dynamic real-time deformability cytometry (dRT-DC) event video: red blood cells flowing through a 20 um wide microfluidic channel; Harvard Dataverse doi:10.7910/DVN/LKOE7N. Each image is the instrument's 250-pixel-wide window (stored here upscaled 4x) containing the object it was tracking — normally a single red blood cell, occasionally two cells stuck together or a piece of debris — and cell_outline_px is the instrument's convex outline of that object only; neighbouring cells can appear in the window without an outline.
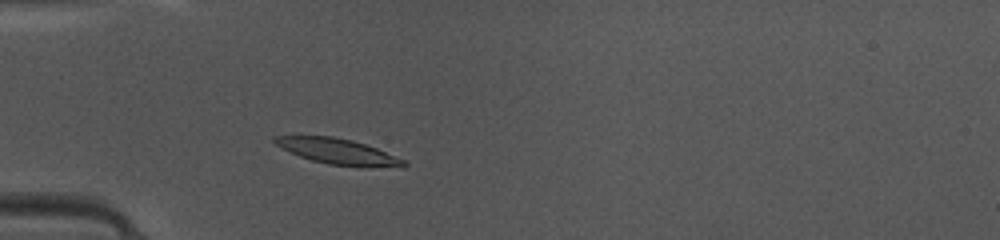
{"species": "common noctule bat (a hibernating species)", "species_latin": "Nyctalus noctula", "temperature_condition": "warm", "stored_images_in_passage": 45, "camera_frame_rate_fps": 3000, "um_per_image_px": 0.085, "animal": {"sex": "female", "body_mass_g": 10.0, "forearm_length_mm": 53.1}, "frame": {"image": 1, "passage_image": 12, "time_ms": 3.667, "image_size_px": [1000, 240], "cell_outline_px": [[408, 164], [404, 168], [400, 168], [328, 164], [312, 160], [300, 156], [276, 144], [272, 140], [272, 136], [332, 136], [352, 140], [376, 148], [408, 160]], "centroid_in_image_um": [28.82, 12.88], "position_along_channel_um": 56.2, "area_um2": 19.07}}
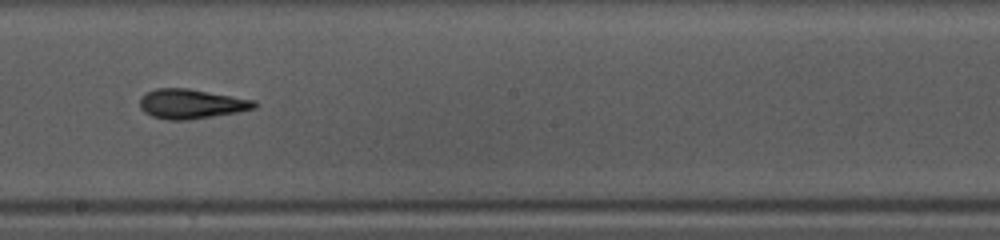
{"frame": {"image": 2, "passage_image": 25, "time_ms": 8.0, "image_size_px": [1000, 240], "cell_outline_px": [[256, 108], [236, 112], [188, 120], [168, 120], [152, 116], [144, 112], [140, 108], [140, 96], [156, 88], [188, 88], [256, 100]], "centroid_in_image_um": [16.24, 8.82], "position_along_channel_um": 232.0, "area_um2": 19.71}}
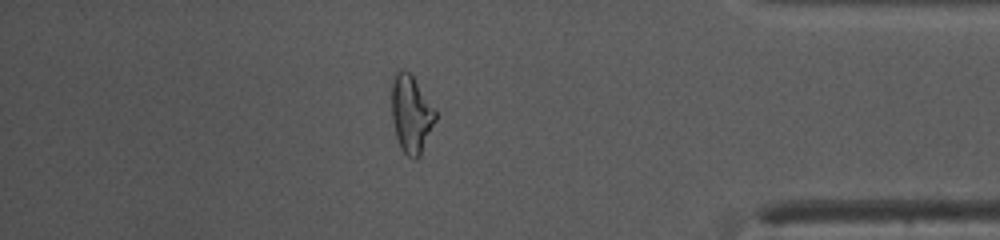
{"frame": {"image": 3, "passage_image": 39, "time_ms": 12.667, "image_size_px": [1000, 240], "cell_outline_px": [[436, 120], [420, 156], [408, 156], [400, 148], [396, 136], [392, 120], [392, 80], [396, 72], [400, 68], [404, 68], [412, 76], [436, 112]], "centroid_in_image_um": [34.93, 9.68], "position_along_channel_um": 400.3, "area_um2": 19.42}, "authors_computed_cell_mechanics": {"area_um2": 19.1318, "velocity_mm_per_s": 4.1852, "shape_relaxation_time_tau1_ms": 6.7847, "shape_relaxation_time_tau2_ms": 2.9108, "deformation_change_tau1": 0.1996, "deformation_change_tau2": 0.0977}}